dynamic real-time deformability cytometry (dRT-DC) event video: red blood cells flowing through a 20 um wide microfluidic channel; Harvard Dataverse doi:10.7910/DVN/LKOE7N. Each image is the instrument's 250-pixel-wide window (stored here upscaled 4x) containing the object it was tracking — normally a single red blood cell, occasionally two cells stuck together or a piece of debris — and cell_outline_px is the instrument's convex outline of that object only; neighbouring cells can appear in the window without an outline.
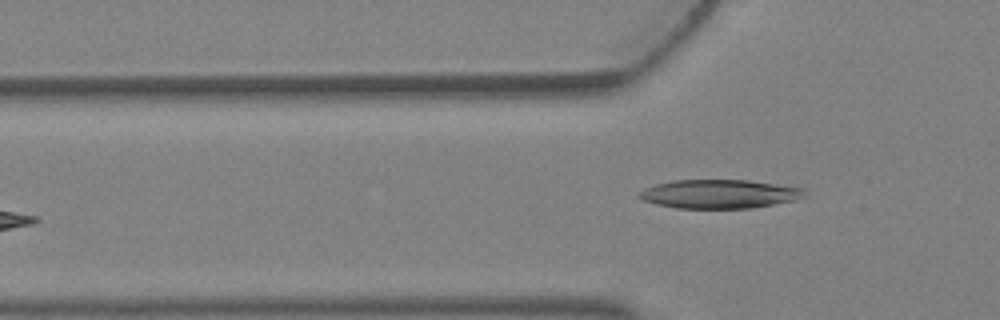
{"species": "Egyptian fruit bat (a non-hibernating species)", "species_latin": "Rousettus aegyptiacus", "temperature_condition": "warm", "stored_images_in_passage": 3, "camera_frame_rate_fps": 3000, "um_per_image_px": 0.085, "animal": {"sex": "female"}, "frame": {"image": 1, "passage_image": 3, "time_ms": 0.667, "image_size_px": [1000, 320], "cell_outline_px": [[808, 196], [796, 200], [752, 208], [676, 208], [656, 204], [644, 200], [636, 196], [644, 188], [656, 184], [672, 180], [748, 180], [804, 188]], "centroid_in_image_um": [61.17, 16.49], "position_along_channel_um": 64.6, "area_um2": 27.86}}